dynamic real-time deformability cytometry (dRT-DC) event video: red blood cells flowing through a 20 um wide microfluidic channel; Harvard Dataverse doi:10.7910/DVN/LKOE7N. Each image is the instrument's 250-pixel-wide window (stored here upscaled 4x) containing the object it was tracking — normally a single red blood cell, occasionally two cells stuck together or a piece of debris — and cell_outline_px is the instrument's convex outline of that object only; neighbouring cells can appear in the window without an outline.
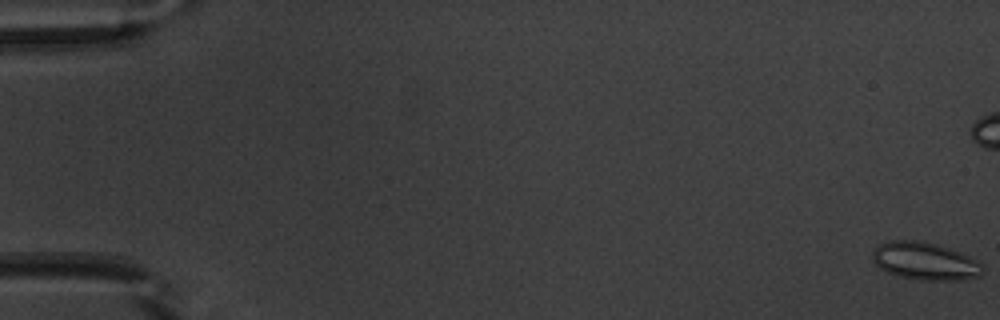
{"species": "common noctule bat (a hibernating species)", "species_latin": "Nyctalus noctula", "temperature_condition": "warm", "stored_images_in_passage": 54, "camera_frame_rate_fps": 3000, "um_per_image_px": 0.085, "animal": {"sex": "male", "body_mass_g": 20.1, "forearm_length_mm": 53.5}, "frame": {"image": 1, "passage_image": 1, "time_ms": 0.0, "image_size_px": [1000, 320], "cell_outline_px": [[984, 272], [980, 276], [960, 280], [920, 280], [900, 276], [888, 272], [880, 268], [872, 260], [872, 252], [880, 244], [888, 240], [916, 240], [948, 248], [960, 252], [980, 260], [984, 264]], "centroid_in_image_um": [78.67, 22.2], "position_along_channel_um": 6.3, "area_um2": 24.28}}
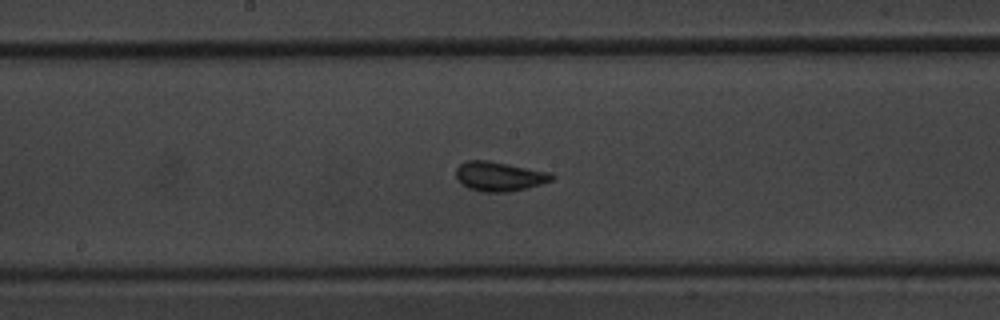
{"frame": {"image": 2, "passage_image": 29, "time_ms": 9.333, "image_size_px": [1000, 320], "cell_outline_px": [[556, 176], [552, 180], [528, 188], [508, 192], [484, 192], [468, 188], [460, 184], [456, 180], [456, 168], [460, 164], [468, 160], [488, 160], [552, 172]], "centroid_in_image_um": [42.44, 14.99], "position_along_channel_um": 205.8, "area_um2": 16.7}}
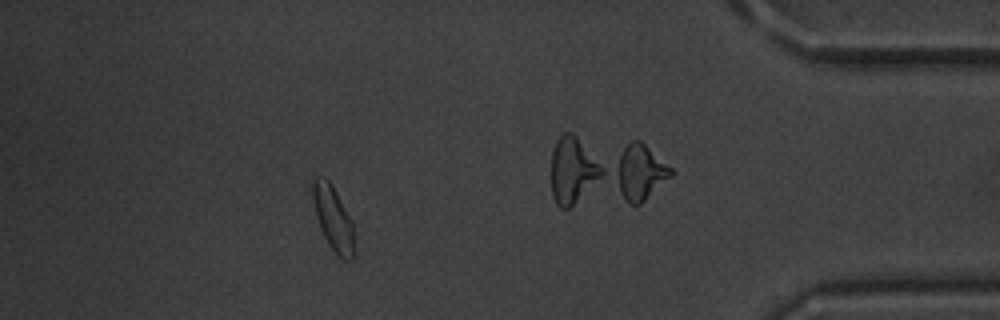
{"frame": {"image": 3, "passage_image": 48, "time_ms": 15.667, "image_size_px": [1000, 320], "cell_outline_px": [[356, 256], [352, 260], [344, 260], [336, 256], [328, 244], [320, 228], [316, 216], [312, 196], [312, 184], [316, 176], [324, 176], [332, 184], [352, 220], [356, 248]], "centroid_in_image_um": [28.36, 18.63], "position_along_channel_um": 406.8, "area_um2": 16.13}, "authors_computed_cell_mechanics": {"area_um2": 16.0684, "velocity_mm_per_s": 3.9, "shape_relaxation_time_tau1_ms": 4.1937, "shape_relaxation_time_tau2_ms": 0.6537, "deformation_change_tau1": 0.0905, "deformation_change_tau2": 0.0798}}